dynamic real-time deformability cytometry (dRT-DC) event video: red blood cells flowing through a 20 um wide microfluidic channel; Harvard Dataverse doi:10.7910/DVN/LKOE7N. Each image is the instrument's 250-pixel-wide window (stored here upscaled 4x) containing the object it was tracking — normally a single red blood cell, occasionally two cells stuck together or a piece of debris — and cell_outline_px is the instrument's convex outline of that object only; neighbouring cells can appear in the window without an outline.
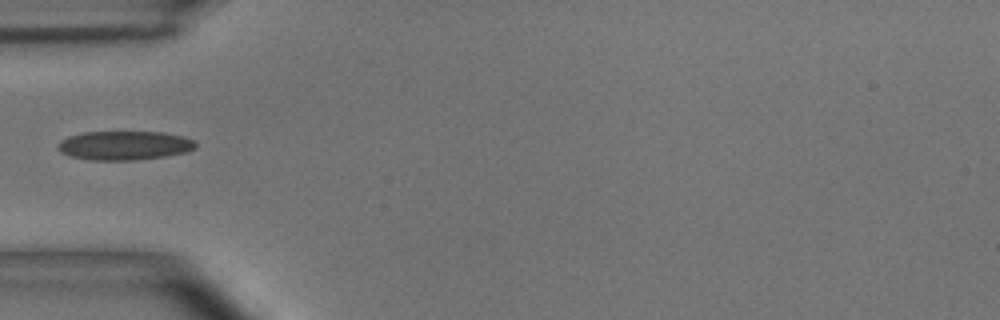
{"species": "common noctule bat (a hibernating species)", "species_latin": "Nyctalus noctula", "temperature_condition": "room temperature", "stored_images_in_passage": 2, "camera_frame_rate_fps": 3000, "um_per_image_px": 0.085, "animal": {"sex": "male", "body_mass_g": 15.6}, "frame": {"image": 1, "passage_image": 1, "time_ms": 0.0, "image_size_px": [1000, 320], "cell_outline_px": [[196, 148], [188, 152], [164, 156], [132, 160], [92, 160], [68, 156], [60, 152], [56, 148], [56, 144], [60, 140], [68, 136], [84, 132], [160, 132], [184, 136], [196, 140]], "centroid_in_image_um": [10.55, 12.36], "position_along_channel_um": 74.4, "area_um2": 23.52}}
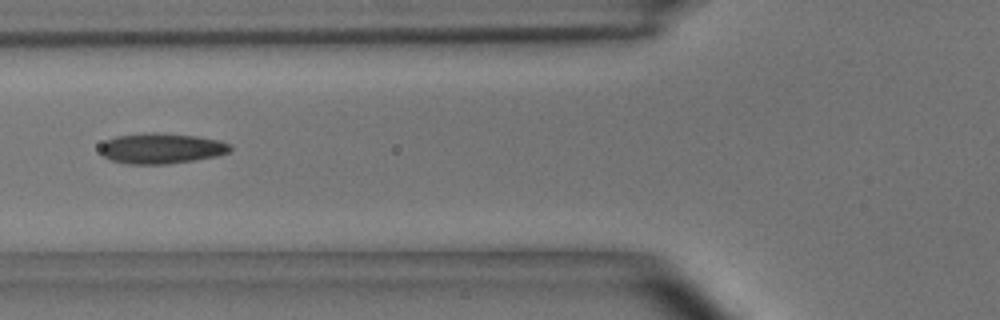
{"frame": {"image": 2, "passage_image": 2, "time_ms": 0.333, "image_size_px": [1000, 320], "cell_outline_px": [[232, 148], [228, 152], [216, 156], [196, 160], [168, 164], [128, 164], [108, 160], [100, 152], [100, 148], [108, 140], [116, 136], [152, 132], [160, 132], [196, 136], [220, 140], [232, 144]], "centroid_in_image_um": [13.74, 12.61], "position_along_channel_um": 112.1, "area_um2": 23.24}}